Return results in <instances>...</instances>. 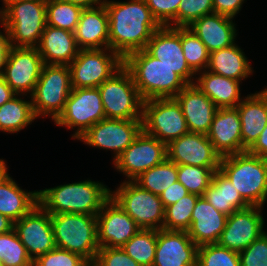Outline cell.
I'll return each mask as SVG.
<instances>
[{
    "mask_svg": "<svg viewBox=\"0 0 267 266\" xmlns=\"http://www.w3.org/2000/svg\"><path fill=\"white\" fill-rule=\"evenodd\" d=\"M20 96L24 97L23 94H17L0 106L1 132L18 133L37 119L31 100L27 101Z\"/></svg>",
    "mask_w": 267,
    "mask_h": 266,
    "instance_id": "33",
    "label": "cell"
},
{
    "mask_svg": "<svg viewBox=\"0 0 267 266\" xmlns=\"http://www.w3.org/2000/svg\"><path fill=\"white\" fill-rule=\"evenodd\" d=\"M240 266H267V232L239 252Z\"/></svg>",
    "mask_w": 267,
    "mask_h": 266,
    "instance_id": "45",
    "label": "cell"
},
{
    "mask_svg": "<svg viewBox=\"0 0 267 266\" xmlns=\"http://www.w3.org/2000/svg\"><path fill=\"white\" fill-rule=\"evenodd\" d=\"M194 84L207 95L217 108H236L243 100L240 82L222 75L201 71L196 73Z\"/></svg>",
    "mask_w": 267,
    "mask_h": 266,
    "instance_id": "29",
    "label": "cell"
},
{
    "mask_svg": "<svg viewBox=\"0 0 267 266\" xmlns=\"http://www.w3.org/2000/svg\"><path fill=\"white\" fill-rule=\"evenodd\" d=\"M262 210V207L250 206L233 212L217 243L238 253L246 249L265 232Z\"/></svg>",
    "mask_w": 267,
    "mask_h": 266,
    "instance_id": "16",
    "label": "cell"
},
{
    "mask_svg": "<svg viewBox=\"0 0 267 266\" xmlns=\"http://www.w3.org/2000/svg\"><path fill=\"white\" fill-rule=\"evenodd\" d=\"M38 204V191L21 189L10 174L0 181V213L13 222L20 220Z\"/></svg>",
    "mask_w": 267,
    "mask_h": 266,
    "instance_id": "30",
    "label": "cell"
},
{
    "mask_svg": "<svg viewBox=\"0 0 267 266\" xmlns=\"http://www.w3.org/2000/svg\"><path fill=\"white\" fill-rule=\"evenodd\" d=\"M50 218L55 246L92 264L99 250L96 215L62 213L50 214Z\"/></svg>",
    "mask_w": 267,
    "mask_h": 266,
    "instance_id": "5",
    "label": "cell"
},
{
    "mask_svg": "<svg viewBox=\"0 0 267 266\" xmlns=\"http://www.w3.org/2000/svg\"><path fill=\"white\" fill-rule=\"evenodd\" d=\"M111 198L141 229L163 228L165 207L161 199L134 181L124 180L116 190H111Z\"/></svg>",
    "mask_w": 267,
    "mask_h": 266,
    "instance_id": "9",
    "label": "cell"
},
{
    "mask_svg": "<svg viewBox=\"0 0 267 266\" xmlns=\"http://www.w3.org/2000/svg\"><path fill=\"white\" fill-rule=\"evenodd\" d=\"M247 151L251 154L267 159V125L255 143Z\"/></svg>",
    "mask_w": 267,
    "mask_h": 266,
    "instance_id": "50",
    "label": "cell"
},
{
    "mask_svg": "<svg viewBox=\"0 0 267 266\" xmlns=\"http://www.w3.org/2000/svg\"><path fill=\"white\" fill-rule=\"evenodd\" d=\"M236 108L240 116L244 152L255 143L267 125V96L262 91L249 94Z\"/></svg>",
    "mask_w": 267,
    "mask_h": 266,
    "instance_id": "27",
    "label": "cell"
},
{
    "mask_svg": "<svg viewBox=\"0 0 267 266\" xmlns=\"http://www.w3.org/2000/svg\"><path fill=\"white\" fill-rule=\"evenodd\" d=\"M122 66L123 59L110 48L80 49L77 57L69 64L71 86L72 88L99 87Z\"/></svg>",
    "mask_w": 267,
    "mask_h": 266,
    "instance_id": "11",
    "label": "cell"
},
{
    "mask_svg": "<svg viewBox=\"0 0 267 266\" xmlns=\"http://www.w3.org/2000/svg\"><path fill=\"white\" fill-rule=\"evenodd\" d=\"M227 218V215L215 209L204 196H200L192 211L191 225L187 233L198 247L217 243Z\"/></svg>",
    "mask_w": 267,
    "mask_h": 266,
    "instance_id": "24",
    "label": "cell"
},
{
    "mask_svg": "<svg viewBox=\"0 0 267 266\" xmlns=\"http://www.w3.org/2000/svg\"><path fill=\"white\" fill-rule=\"evenodd\" d=\"M190 194L189 191L179 182L176 181L170 187L165 189L159 196L164 207L175 204L182 197Z\"/></svg>",
    "mask_w": 267,
    "mask_h": 266,
    "instance_id": "47",
    "label": "cell"
},
{
    "mask_svg": "<svg viewBox=\"0 0 267 266\" xmlns=\"http://www.w3.org/2000/svg\"><path fill=\"white\" fill-rule=\"evenodd\" d=\"M161 26L178 27V7L182 0H145Z\"/></svg>",
    "mask_w": 267,
    "mask_h": 266,
    "instance_id": "44",
    "label": "cell"
},
{
    "mask_svg": "<svg viewBox=\"0 0 267 266\" xmlns=\"http://www.w3.org/2000/svg\"><path fill=\"white\" fill-rule=\"evenodd\" d=\"M262 92L267 96V87Z\"/></svg>",
    "mask_w": 267,
    "mask_h": 266,
    "instance_id": "56",
    "label": "cell"
},
{
    "mask_svg": "<svg viewBox=\"0 0 267 266\" xmlns=\"http://www.w3.org/2000/svg\"><path fill=\"white\" fill-rule=\"evenodd\" d=\"M110 198L111 190L103 182L90 179L38 191L39 204L49 214L97 215Z\"/></svg>",
    "mask_w": 267,
    "mask_h": 266,
    "instance_id": "2",
    "label": "cell"
},
{
    "mask_svg": "<svg viewBox=\"0 0 267 266\" xmlns=\"http://www.w3.org/2000/svg\"><path fill=\"white\" fill-rule=\"evenodd\" d=\"M19 1H23V0H2L3 2V6L2 9L0 8V13L11 3H15V2H19Z\"/></svg>",
    "mask_w": 267,
    "mask_h": 266,
    "instance_id": "55",
    "label": "cell"
},
{
    "mask_svg": "<svg viewBox=\"0 0 267 266\" xmlns=\"http://www.w3.org/2000/svg\"><path fill=\"white\" fill-rule=\"evenodd\" d=\"M221 156L242 152L241 122L237 108H218L206 134Z\"/></svg>",
    "mask_w": 267,
    "mask_h": 266,
    "instance_id": "23",
    "label": "cell"
},
{
    "mask_svg": "<svg viewBox=\"0 0 267 266\" xmlns=\"http://www.w3.org/2000/svg\"><path fill=\"white\" fill-rule=\"evenodd\" d=\"M181 44L184 58L195 72L205 71L208 67L210 52L202 41L188 27H181Z\"/></svg>",
    "mask_w": 267,
    "mask_h": 266,
    "instance_id": "38",
    "label": "cell"
},
{
    "mask_svg": "<svg viewBox=\"0 0 267 266\" xmlns=\"http://www.w3.org/2000/svg\"><path fill=\"white\" fill-rule=\"evenodd\" d=\"M200 196L188 194L165 208L163 229L187 231L191 225L192 211Z\"/></svg>",
    "mask_w": 267,
    "mask_h": 266,
    "instance_id": "37",
    "label": "cell"
},
{
    "mask_svg": "<svg viewBox=\"0 0 267 266\" xmlns=\"http://www.w3.org/2000/svg\"><path fill=\"white\" fill-rule=\"evenodd\" d=\"M65 1L78 5L83 9L99 7L105 5V3L107 2V0H65Z\"/></svg>",
    "mask_w": 267,
    "mask_h": 266,
    "instance_id": "52",
    "label": "cell"
},
{
    "mask_svg": "<svg viewBox=\"0 0 267 266\" xmlns=\"http://www.w3.org/2000/svg\"><path fill=\"white\" fill-rule=\"evenodd\" d=\"M157 246V230L141 229L121 249L140 266H152Z\"/></svg>",
    "mask_w": 267,
    "mask_h": 266,
    "instance_id": "35",
    "label": "cell"
},
{
    "mask_svg": "<svg viewBox=\"0 0 267 266\" xmlns=\"http://www.w3.org/2000/svg\"><path fill=\"white\" fill-rule=\"evenodd\" d=\"M0 24L3 26V32L0 31V76H3L7 58L12 46L9 30L1 22Z\"/></svg>",
    "mask_w": 267,
    "mask_h": 266,
    "instance_id": "49",
    "label": "cell"
},
{
    "mask_svg": "<svg viewBox=\"0 0 267 266\" xmlns=\"http://www.w3.org/2000/svg\"><path fill=\"white\" fill-rule=\"evenodd\" d=\"M234 18L212 13L195 20L188 28L202 41L209 52L235 44L237 30Z\"/></svg>",
    "mask_w": 267,
    "mask_h": 266,
    "instance_id": "26",
    "label": "cell"
},
{
    "mask_svg": "<svg viewBox=\"0 0 267 266\" xmlns=\"http://www.w3.org/2000/svg\"><path fill=\"white\" fill-rule=\"evenodd\" d=\"M44 64L69 65L78 55L79 48L73 32L46 25L39 45Z\"/></svg>",
    "mask_w": 267,
    "mask_h": 266,
    "instance_id": "28",
    "label": "cell"
},
{
    "mask_svg": "<svg viewBox=\"0 0 267 266\" xmlns=\"http://www.w3.org/2000/svg\"><path fill=\"white\" fill-rule=\"evenodd\" d=\"M93 266H140L121 248L101 247L99 248Z\"/></svg>",
    "mask_w": 267,
    "mask_h": 266,
    "instance_id": "46",
    "label": "cell"
},
{
    "mask_svg": "<svg viewBox=\"0 0 267 266\" xmlns=\"http://www.w3.org/2000/svg\"><path fill=\"white\" fill-rule=\"evenodd\" d=\"M105 8L109 19V48L122 59L145 49L152 34L161 27L145 0H108Z\"/></svg>",
    "mask_w": 267,
    "mask_h": 266,
    "instance_id": "1",
    "label": "cell"
},
{
    "mask_svg": "<svg viewBox=\"0 0 267 266\" xmlns=\"http://www.w3.org/2000/svg\"><path fill=\"white\" fill-rule=\"evenodd\" d=\"M142 129L166 145L189 132L181 107L174 98L145 100Z\"/></svg>",
    "mask_w": 267,
    "mask_h": 266,
    "instance_id": "12",
    "label": "cell"
},
{
    "mask_svg": "<svg viewBox=\"0 0 267 266\" xmlns=\"http://www.w3.org/2000/svg\"><path fill=\"white\" fill-rule=\"evenodd\" d=\"M44 63L37 47H11L3 77L16 94L31 95Z\"/></svg>",
    "mask_w": 267,
    "mask_h": 266,
    "instance_id": "15",
    "label": "cell"
},
{
    "mask_svg": "<svg viewBox=\"0 0 267 266\" xmlns=\"http://www.w3.org/2000/svg\"><path fill=\"white\" fill-rule=\"evenodd\" d=\"M74 35L79 49L109 48V19L105 5L83 9Z\"/></svg>",
    "mask_w": 267,
    "mask_h": 266,
    "instance_id": "25",
    "label": "cell"
},
{
    "mask_svg": "<svg viewBox=\"0 0 267 266\" xmlns=\"http://www.w3.org/2000/svg\"><path fill=\"white\" fill-rule=\"evenodd\" d=\"M142 99L174 98L188 84L167 65L152 57L145 49L123 59Z\"/></svg>",
    "mask_w": 267,
    "mask_h": 266,
    "instance_id": "3",
    "label": "cell"
},
{
    "mask_svg": "<svg viewBox=\"0 0 267 266\" xmlns=\"http://www.w3.org/2000/svg\"><path fill=\"white\" fill-rule=\"evenodd\" d=\"M245 0H213L214 13L234 18Z\"/></svg>",
    "mask_w": 267,
    "mask_h": 266,
    "instance_id": "48",
    "label": "cell"
},
{
    "mask_svg": "<svg viewBox=\"0 0 267 266\" xmlns=\"http://www.w3.org/2000/svg\"><path fill=\"white\" fill-rule=\"evenodd\" d=\"M212 13L213 0H182L178 7V27H189L195 20Z\"/></svg>",
    "mask_w": 267,
    "mask_h": 266,
    "instance_id": "42",
    "label": "cell"
},
{
    "mask_svg": "<svg viewBox=\"0 0 267 266\" xmlns=\"http://www.w3.org/2000/svg\"><path fill=\"white\" fill-rule=\"evenodd\" d=\"M198 246L187 231L157 230V246L152 266H197Z\"/></svg>",
    "mask_w": 267,
    "mask_h": 266,
    "instance_id": "21",
    "label": "cell"
},
{
    "mask_svg": "<svg viewBox=\"0 0 267 266\" xmlns=\"http://www.w3.org/2000/svg\"><path fill=\"white\" fill-rule=\"evenodd\" d=\"M90 263L77 253L55 247L53 250L38 256L33 266H89Z\"/></svg>",
    "mask_w": 267,
    "mask_h": 266,
    "instance_id": "43",
    "label": "cell"
},
{
    "mask_svg": "<svg viewBox=\"0 0 267 266\" xmlns=\"http://www.w3.org/2000/svg\"><path fill=\"white\" fill-rule=\"evenodd\" d=\"M83 8L65 0H47V25L74 33Z\"/></svg>",
    "mask_w": 267,
    "mask_h": 266,
    "instance_id": "36",
    "label": "cell"
},
{
    "mask_svg": "<svg viewBox=\"0 0 267 266\" xmlns=\"http://www.w3.org/2000/svg\"><path fill=\"white\" fill-rule=\"evenodd\" d=\"M167 158L177 165L219 167L221 156L206 134L188 132L167 145Z\"/></svg>",
    "mask_w": 267,
    "mask_h": 266,
    "instance_id": "20",
    "label": "cell"
},
{
    "mask_svg": "<svg viewBox=\"0 0 267 266\" xmlns=\"http://www.w3.org/2000/svg\"><path fill=\"white\" fill-rule=\"evenodd\" d=\"M142 130V119H102L77 140L88 146L111 150L113 161L134 141Z\"/></svg>",
    "mask_w": 267,
    "mask_h": 266,
    "instance_id": "14",
    "label": "cell"
},
{
    "mask_svg": "<svg viewBox=\"0 0 267 266\" xmlns=\"http://www.w3.org/2000/svg\"><path fill=\"white\" fill-rule=\"evenodd\" d=\"M197 266H240L239 253L218 243L198 247Z\"/></svg>",
    "mask_w": 267,
    "mask_h": 266,
    "instance_id": "41",
    "label": "cell"
},
{
    "mask_svg": "<svg viewBox=\"0 0 267 266\" xmlns=\"http://www.w3.org/2000/svg\"><path fill=\"white\" fill-rule=\"evenodd\" d=\"M98 246L121 248L141 228L110 198L97 213Z\"/></svg>",
    "mask_w": 267,
    "mask_h": 266,
    "instance_id": "19",
    "label": "cell"
},
{
    "mask_svg": "<svg viewBox=\"0 0 267 266\" xmlns=\"http://www.w3.org/2000/svg\"><path fill=\"white\" fill-rule=\"evenodd\" d=\"M167 158V145L143 129L134 141L113 161L114 168L133 181L141 173Z\"/></svg>",
    "mask_w": 267,
    "mask_h": 266,
    "instance_id": "13",
    "label": "cell"
},
{
    "mask_svg": "<svg viewBox=\"0 0 267 266\" xmlns=\"http://www.w3.org/2000/svg\"><path fill=\"white\" fill-rule=\"evenodd\" d=\"M203 196L215 209L227 216L250 207L228 177L219 169L214 172L211 183Z\"/></svg>",
    "mask_w": 267,
    "mask_h": 266,
    "instance_id": "32",
    "label": "cell"
},
{
    "mask_svg": "<svg viewBox=\"0 0 267 266\" xmlns=\"http://www.w3.org/2000/svg\"><path fill=\"white\" fill-rule=\"evenodd\" d=\"M14 230L33 261L56 247L50 214L40 204L15 221Z\"/></svg>",
    "mask_w": 267,
    "mask_h": 266,
    "instance_id": "17",
    "label": "cell"
},
{
    "mask_svg": "<svg viewBox=\"0 0 267 266\" xmlns=\"http://www.w3.org/2000/svg\"><path fill=\"white\" fill-rule=\"evenodd\" d=\"M105 111L98 87L72 88L59 117L53 121L59 127L75 129L72 138L78 139L90 127L105 119Z\"/></svg>",
    "mask_w": 267,
    "mask_h": 266,
    "instance_id": "10",
    "label": "cell"
},
{
    "mask_svg": "<svg viewBox=\"0 0 267 266\" xmlns=\"http://www.w3.org/2000/svg\"><path fill=\"white\" fill-rule=\"evenodd\" d=\"M8 173V167L6 165V162L4 159H0V181L7 176Z\"/></svg>",
    "mask_w": 267,
    "mask_h": 266,
    "instance_id": "54",
    "label": "cell"
},
{
    "mask_svg": "<svg viewBox=\"0 0 267 266\" xmlns=\"http://www.w3.org/2000/svg\"><path fill=\"white\" fill-rule=\"evenodd\" d=\"M0 261L4 266H33V260L14 228L0 234Z\"/></svg>",
    "mask_w": 267,
    "mask_h": 266,
    "instance_id": "40",
    "label": "cell"
},
{
    "mask_svg": "<svg viewBox=\"0 0 267 266\" xmlns=\"http://www.w3.org/2000/svg\"><path fill=\"white\" fill-rule=\"evenodd\" d=\"M206 70L241 81V83L254 72L245 53L236 43L227 48L210 52Z\"/></svg>",
    "mask_w": 267,
    "mask_h": 266,
    "instance_id": "31",
    "label": "cell"
},
{
    "mask_svg": "<svg viewBox=\"0 0 267 266\" xmlns=\"http://www.w3.org/2000/svg\"><path fill=\"white\" fill-rule=\"evenodd\" d=\"M174 99L180 105L189 132L207 134L218 108L195 84H188Z\"/></svg>",
    "mask_w": 267,
    "mask_h": 266,
    "instance_id": "22",
    "label": "cell"
},
{
    "mask_svg": "<svg viewBox=\"0 0 267 266\" xmlns=\"http://www.w3.org/2000/svg\"><path fill=\"white\" fill-rule=\"evenodd\" d=\"M219 170L250 206L267 201V159L248 151L221 157Z\"/></svg>",
    "mask_w": 267,
    "mask_h": 266,
    "instance_id": "4",
    "label": "cell"
},
{
    "mask_svg": "<svg viewBox=\"0 0 267 266\" xmlns=\"http://www.w3.org/2000/svg\"><path fill=\"white\" fill-rule=\"evenodd\" d=\"M108 119H142L143 102L130 72L122 66L99 87Z\"/></svg>",
    "mask_w": 267,
    "mask_h": 266,
    "instance_id": "8",
    "label": "cell"
},
{
    "mask_svg": "<svg viewBox=\"0 0 267 266\" xmlns=\"http://www.w3.org/2000/svg\"><path fill=\"white\" fill-rule=\"evenodd\" d=\"M177 164L166 158L162 163L141 173L133 181L141 188L160 196V194L178 181Z\"/></svg>",
    "mask_w": 267,
    "mask_h": 266,
    "instance_id": "34",
    "label": "cell"
},
{
    "mask_svg": "<svg viewBox=\"0 0 267 266\" xmlns=\"http://www.w3.org/2000/svg\"><path fill=\"white\" fill-rule=\"evenodd\" d=\"M218 169L219 167L177 165V178L190 194L203 196L211 183L214 172Z\"/></svg>",
    "mask_w": 267,
    "mask_h": 266,
    "instance_id": "39",
    "label": "cell"
},
{
    "mask_svg": "<svg viewBox=\"0 0 267 266\" xmlns=\"http://www.w3.org/2000/svg\"><path fill=\"white\" fill-rule=\"evenodd\" d=\"M17 94L11 89V87L6 83L3 76H0V106L5 102L11 100Z\"/></svg>",
    "mask_w": 267,
    "mask_h": 266,
    "instance_id": "51",
    "label": "cell"
},
{
    "mask_svg": "<svg viewBox=\"0 0 267 266\" xmlns=\"http://www.w3.org/2000/svg\"><path fill=\"white\" fill-rule=\"evenodd\" d=\"M47 0H23L9 4L0 22L9 30L11 46L37 47L47 25Z\"/></svg>",
    "mask_w": 267,
    "mask_h": 266,
    "instance_id": "6",
    "label": "cell"
},
{
    "mask_svg": "<svg viewBox=\"0 0 267 266\" xmlns=\"http://www.w3.org/2000/svg\"><path fill=\"white\" fill-rule=\"evenodd\" d=\"M145 50L152 57L173 69L187 84H194L196 73L184 58L181 27L161 26L152 34Z\"/></svg>",
    "mask_w": 267,
    "mask_h": 266,
    "instance_id": "18",
    "label": "cell"
},
{
    "mask_svg": "<svg viewBox=\"0 0 267 266\" xmlns=\"http://www.w3.org/2000/svg\"><path fill=\"white\" fill-rule=\"evenodd\" d=\"M71 91L69 65L44 64L40 78L30 95L35 116H51L55 121L62 113Z\"/></svg>",
    "mask_w": 267,
    "mask_h": 266,
    "instance_id": "7",
    "label": "cell"
},
{
    "mask_svg": "<svg viewBox=\"0 0 267 266\" xmlns=\"http://www.w3.org/2000/svg\"><path fill=\"white\" fill-rule=\"evenodd\" d=\"M14 228V222L7 216L0 213V234L11 231Z\"/></svg>",
    "mask_w": 267,
    "mask_h": 266,
    "instance_id": "53",
    "label": "cell"
}]
</instances>
